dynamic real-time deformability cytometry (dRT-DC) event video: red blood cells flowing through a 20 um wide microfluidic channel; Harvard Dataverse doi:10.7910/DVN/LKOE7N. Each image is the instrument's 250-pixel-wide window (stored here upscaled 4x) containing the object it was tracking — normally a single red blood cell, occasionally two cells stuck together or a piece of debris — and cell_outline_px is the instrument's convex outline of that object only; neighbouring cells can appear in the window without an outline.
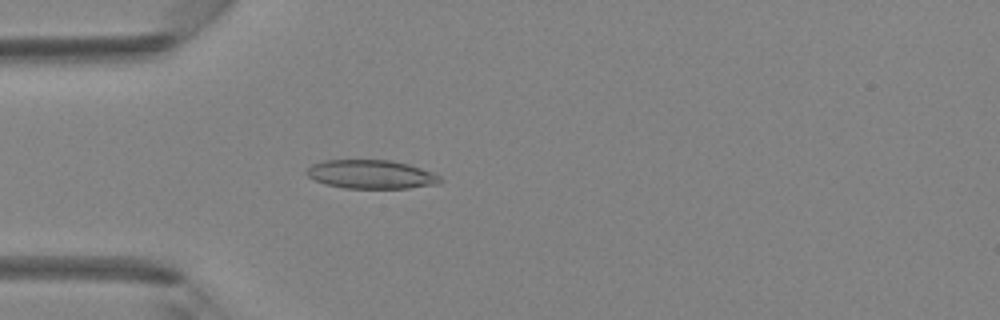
{"species": "Egyptian fruit bat (a non-hibernating species)", "species_latin": "Rousettus aegyptiacus", "temperature_condition": "room temperature", "stored_images_in_passage": 42, "camera_frame_rate_fps": 3000, "um_per_image_px": 0.085, "animal": {"sex": "female"}, "frame": {"image": 1, "passage_image": 12, "time_ms": 3.667, "image_size_px": [1000, 320], "cell_outline_px": [[444, 180], [440, 184], [408, 188], [344, 188], [324, 184], [308, 176], [304, 172], [312, 164], [324, 160], [392, 160], [408, 164], [432, 172], [440, 176]], "centroid_in_image_um": [31.56, 14.82], "position_along_channel_um": 53.4, "area_um2": 22.48}}
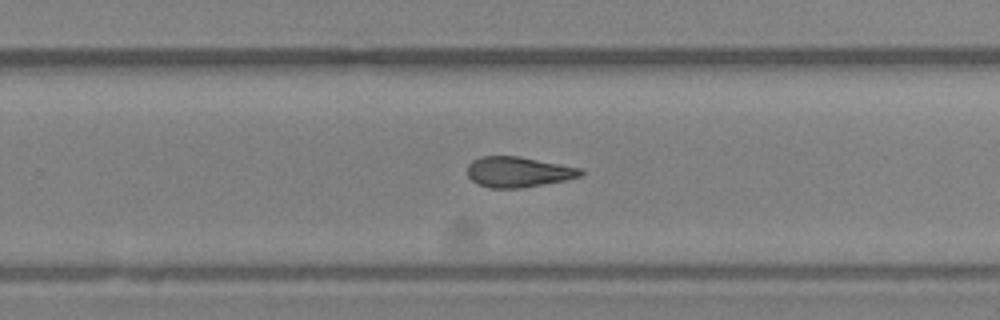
{"frame": {"image": 2, "passage_image": 27, "time_ms": 8.667, "image_size_px": [1000, 320], "cell_outline_px": [[584, 172], [580, 176], [564, 180], [520, 188], [488, 188], [476, 184], [468, 176], [468, 164], [472, 160], [480, 156], [520, 156], [584, 168]], "centroid_in_image_um": [44.04, 14.6], "position_along_channel_um": 285.8, "area_um2": 20.29}}
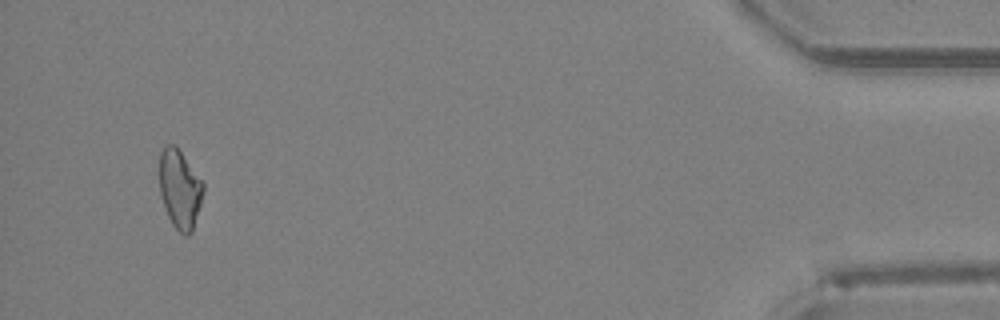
{"frame": {"image": 3, "passage_image": 40, "time_ms": 13.0, "image_size_px": [1000, 320], "cell_outline_px": [[204, 192], [192, 232], [188, 236], [184, 236], [172, 224], [168, 216], [160, 196], [160, 152], [168, 144], [176, 144], [204, 180]], "centroid_in_image_um": [15.31, 16.04], "position_along_channel_um": 419.9, "area_um2": 20.52}}